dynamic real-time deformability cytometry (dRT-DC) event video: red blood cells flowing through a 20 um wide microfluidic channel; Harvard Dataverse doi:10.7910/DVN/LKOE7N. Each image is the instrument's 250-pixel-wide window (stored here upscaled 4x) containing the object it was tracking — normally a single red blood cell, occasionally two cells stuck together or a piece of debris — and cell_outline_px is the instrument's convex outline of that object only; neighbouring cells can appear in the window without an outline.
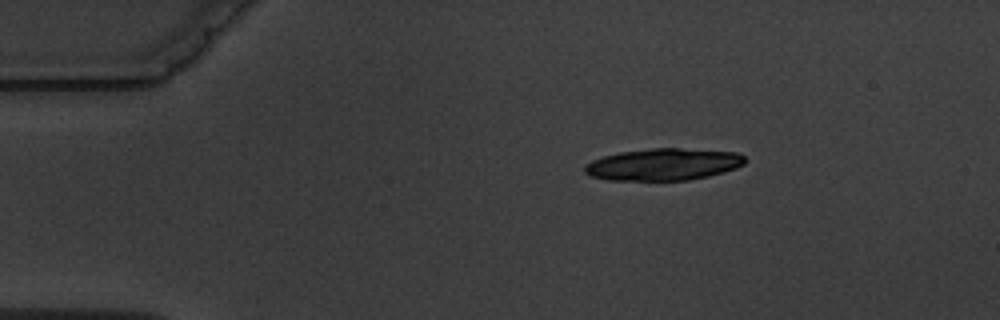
{"species": "common noctule bat (a hibernating species)", "species_latin": "Nyctalus noctula", "temperature_condition": "warm", "stored_images_in_passage": 2, "camera_frame_rate_fps": 3000, "um_per_image_px": 0.085, "animal": {"sex": "male", "body_mass_g": 19.5, "forearm_length_mm": 54.6}, "frame": {"image": 1, "passage_image": 1, "time_ms": 0.0, "image_size_px": [1000, 320], "cell_outline_px": [[748, 160], [744, 164], [736, 168], [708, 176], [688, 180], [608, 180], [588, 176], [584, 172], [584, 164], [592, 160], [604, 156], [620, 152], [652, 148], [680, 148], [736, 152], [744, 156]], "centroid_in_image_um": [56.37, 13.97], "position_along_channel_um": 28.6, "area_um2": 29.94}}